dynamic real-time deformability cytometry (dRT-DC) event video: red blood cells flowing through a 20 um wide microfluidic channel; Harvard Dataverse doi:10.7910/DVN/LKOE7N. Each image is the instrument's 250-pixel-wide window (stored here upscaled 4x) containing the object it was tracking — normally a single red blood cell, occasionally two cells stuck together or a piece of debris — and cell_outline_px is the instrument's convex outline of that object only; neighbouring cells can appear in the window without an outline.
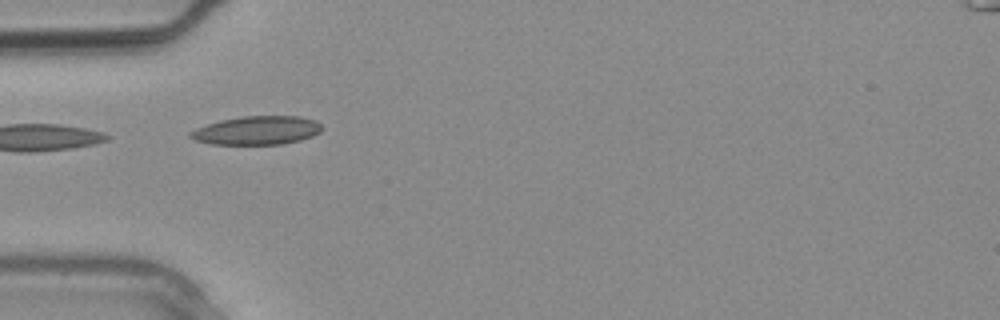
{"species": "common noctule bat (a hibernating species)", "species_latin": "Nyctalus noctula", "temperature_condition": "warm", "stored_images_in_passage": 2, "camera_frame_rate_fps": 3000, "um_per_image_px": 0.085, "animal": {"sex": "male", "body_mass_g": 20.4}, "frame": {"image": 1, "passage_image": 2, "time_ms": 0.333, "image_size_px": [1000, 320], "cell_outline_px": [[324, 128], [320, 132], [312, 136], [300, 140], [280, 144], [212, 144], [196, 140], [188, 136], [188, 132], [196, 128], [220, 120], [244, 116], [300, 116], [316, 120]], "centroid_in_image_um": [21.86, 11.08], "position_along_channel_um": 63.1, "area_um2": 21.91}}